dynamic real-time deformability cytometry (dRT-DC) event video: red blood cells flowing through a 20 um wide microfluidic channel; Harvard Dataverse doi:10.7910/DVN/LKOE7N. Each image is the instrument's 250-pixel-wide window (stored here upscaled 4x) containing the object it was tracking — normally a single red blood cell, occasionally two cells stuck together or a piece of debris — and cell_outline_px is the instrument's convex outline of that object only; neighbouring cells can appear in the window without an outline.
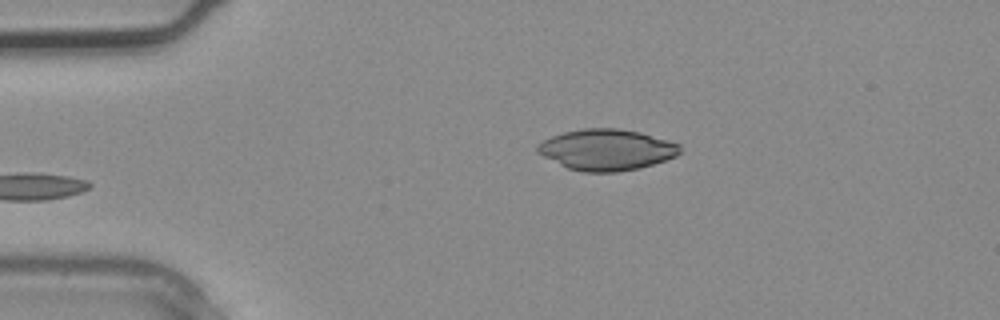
{"species": "common noctule bat (a hibernating species)", "species_latin": "Nyctalus noctula", "temperature_condition": "warm", "stored_images_in_passage": 2, "camera_frame_rate_fps": 3000, "um_per_image_px": 0.085, "animal": {"sex": "male", "body_mass_g": 20.4}, "frame": {"image": 1, "passage_image": 2, "time_ms": 0.333, "image_size_px": [1000, 320], "cell_outline_px": [[680, 152], [676, 156], [640, 168], [616, 172], [584, 172], [568, 168], [536, 152], [536, 144], [552, 136], [564, 132], [584, 128], [616, 128], [640, 132], [680, 144]], "centroid_in_image_um": [51.54, 12.72], "position_along_channel_um": 33.5, "area_um2": 33.87}}